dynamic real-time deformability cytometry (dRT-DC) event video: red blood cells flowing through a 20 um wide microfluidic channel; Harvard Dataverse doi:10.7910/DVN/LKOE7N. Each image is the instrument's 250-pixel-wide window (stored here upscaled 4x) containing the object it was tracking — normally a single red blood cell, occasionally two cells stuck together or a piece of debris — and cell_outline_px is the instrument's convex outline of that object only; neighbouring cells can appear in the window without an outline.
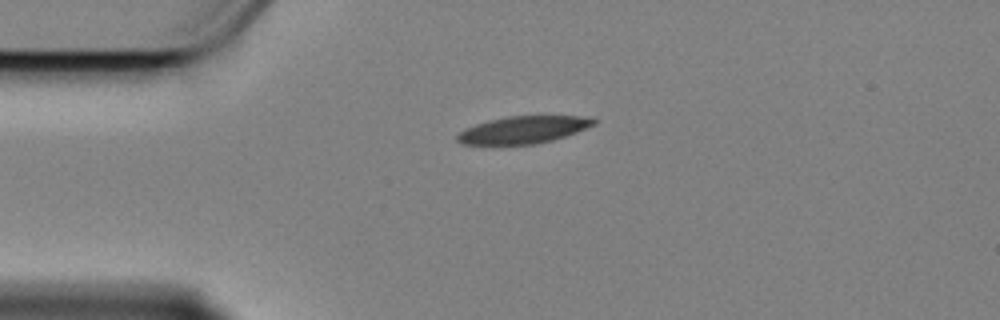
{"species": "Egyptian fruit bat (a non-hibernating species)", "species_latin": "Rousettus aegyptiacus", "temperature_condition": "cold", "stored_images_in_passage": 35, "camera_frame_rate_fps": 3000, "um_per_image_px": 0.085, "animal": {"sex": "female"}, "frame": {"image": 1, "passage_image": 1, "time_ms": 0.0, "image_size_px": [1000, 320], "cell_outline_px": [[596, 124], [576, 132], [552, 140], [536, 144], [460, 144], [456, 140], [456, 136], [464, 128], [488, 120], [508, 116], [580, 116], [596, 120]], "centroid_in_image_um": [44.44, 11.03], "position_along_channel_um": 40.6, "area_um2": 21.5}}
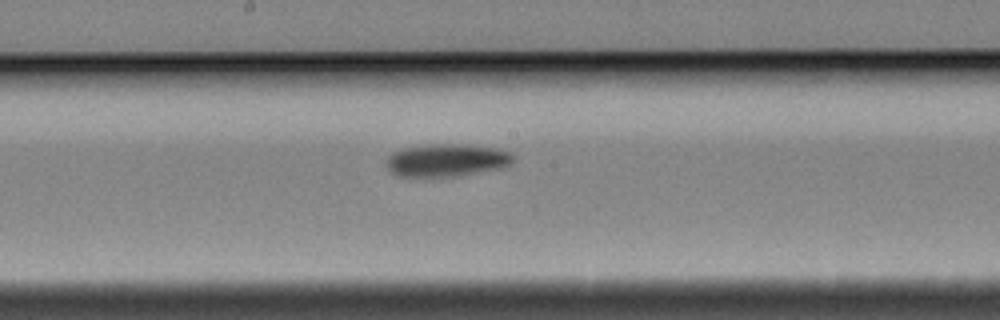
{"frame": {"image": 2, "passage_image": 18, "time_ms": 5.667, "image_size_px": [1000, 320], "cell_outline_px": [[516, 156], [512, 164], [504, 168], [456, 176], [400, 176], [392, 172], [388, 168], [388, 156], [392, 152], [404, 148], [428, 144], [460, 144], [496, 148], [508, 152]], "centroid_in_image_um": [38.03, 13.61], "position_along_channel_um": 210.2, "area_um2": 24.1}}
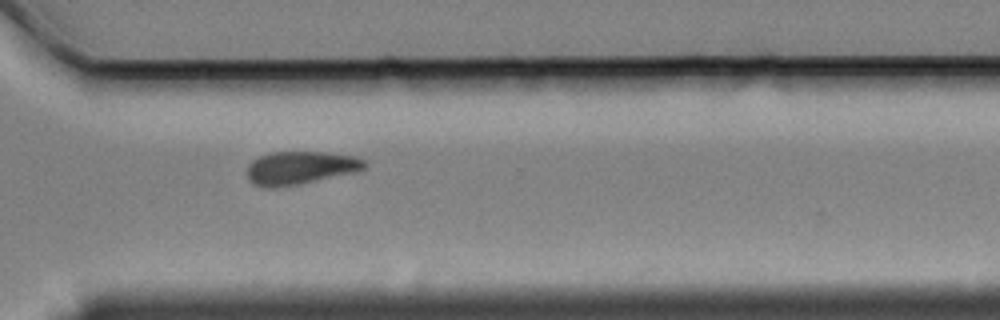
{"frame": {"image": 3, "passage_image": 30, "time_ms": 9.667, "image_size_px": [1000, 320], "cell_outline_px": [[368, 164], [364, 168], [352, 172], [296, 184], [272, 188], [252, 184], [248, 180], [248, 164], [252, 160], [268, 152], [328, 152], [352, 156], [364, 160]], "centroid_in_image_um": [25.47, 14.24], "position_along_channel_um": 345.1, "area_um2": 22.25}, "authors_computed_cell_mechanics": {"area_um2": 23.1778, "velocity_mm_per_s": 3.3759, "shape_relaxation_time_tau1_ms": 6.0264, "shape_relaxation_time_tau2_ms": null, "deformation_change_tau1": 0.1321, "deformation_change_tau2": null}}